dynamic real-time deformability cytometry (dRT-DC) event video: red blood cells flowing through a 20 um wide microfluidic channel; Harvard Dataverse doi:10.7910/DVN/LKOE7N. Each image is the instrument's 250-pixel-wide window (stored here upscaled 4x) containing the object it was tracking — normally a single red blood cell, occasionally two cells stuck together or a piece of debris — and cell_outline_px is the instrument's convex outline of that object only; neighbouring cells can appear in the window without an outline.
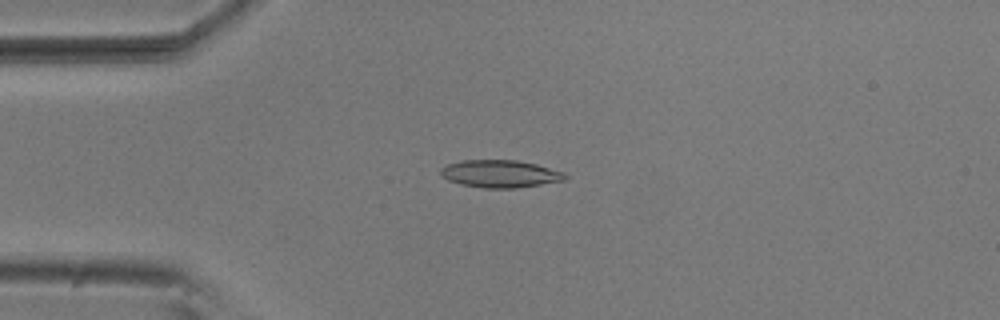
{"species": "common noctule bat (a hibernating species)", "species_latin": "Nyctalus noctula", "temperature_condition": "room temperature", "stored_images_in_passage": 16, "camera_frame_rate_fps": 3000, "um_per_image_px": 0.085, "animal": {"sex": "male", "body_mass_g": 20.5, "forearm_length_mm": 52.5}, "frame": {"image": 1, "passage_image": 2, "time_ms": 0.333, "image_size_px": [1000, 320], "cell_outline_px": [[568, 180], [516, 188], [484, 188], [460, 184], [448, 180], [440, 172], [440, 168], [448, 164], [460, 160], [516, 160], [536, 164], [564, 172], [568, 176]], "centroid_in_image_um": [42.54, 14.77], "position_along_channel_um": 42.5, "area_um2": 20.0}}
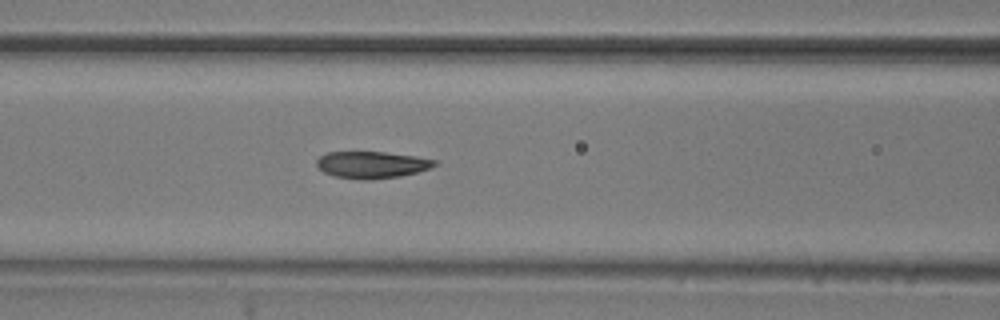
{"frame": {"image": 2, "passage_image": 11, "time_ms": 3.333, "image_size_px": [1000, 320], "cell_outline_px": [[440, 164], [416, 172], [400, 176], [372, 180], [360, 180], [332, 176], [324, 172], [316, 164], [316, 160], [320, 156], [328, 152], [384, 152], [416, 156], [436, 160]], "centroid_in_image_um": [31.6, 14.01], "position_along_channel_um": 135.0, "area_um2": 18.55}}
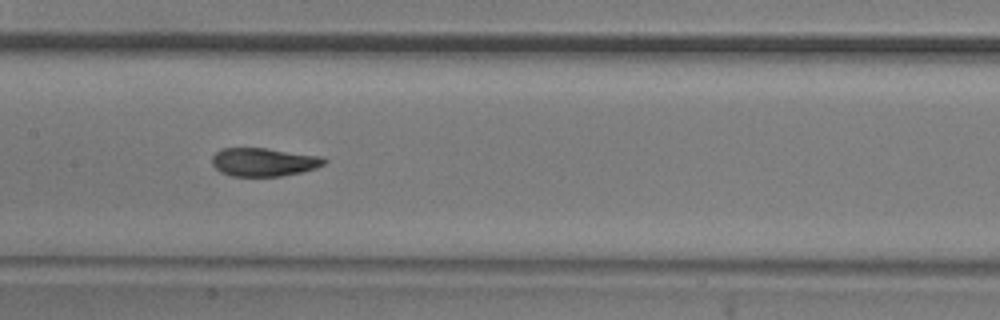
{"frame": {"image": 3, "passage_image": 15, "time_ms": 4.667, "image_size_px": [1000, 320], "cell_outline_px": [[328, 160], [324, 164], [316, 168], [304, 172], [280, 176], [232, 176], [220, 172], [212, 164], [212, 156], [220, 148], [268, 148], [324, 156]], "centroid_in_image_um": [22.46, 13.76], "position_along_channel_um": 184.9, "area_um2": 18.84}}